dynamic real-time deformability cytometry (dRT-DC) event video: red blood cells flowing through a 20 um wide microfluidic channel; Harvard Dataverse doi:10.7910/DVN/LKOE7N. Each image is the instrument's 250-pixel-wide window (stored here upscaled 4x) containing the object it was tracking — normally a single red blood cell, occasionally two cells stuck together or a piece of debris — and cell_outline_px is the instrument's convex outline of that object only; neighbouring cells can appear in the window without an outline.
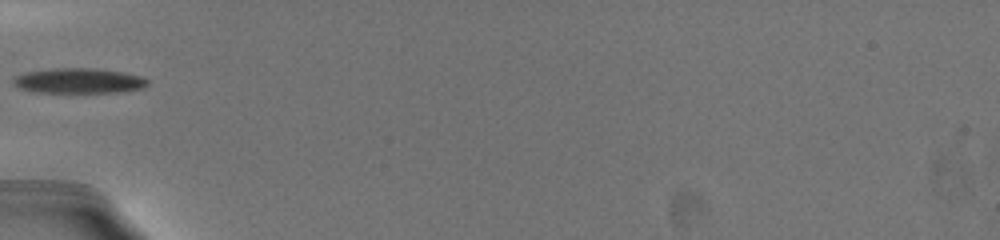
{"species": "common noctule bat (a hibernating species)", "species_latin": "Nyctalus noctula", "temperature_condition": "warm", "stored_images_in_passage": 63, "camera_frame_rate_fps": 3000, "um_per_image_px": 0.085, "animal": {"sex": "female", "body_mass_g": 19.5, "forearm_length_mm": 54.1}, "frame": {"image": 1, "passage_image": 1, "time_ms": 0.0, "image_size_px": [1000, 240], "cell_outline_px": [[148, 84], [144, 88], [120, 92], [32, 92], [20, 88], [12, 84], [12, 80], [16, 76], [24, 72], [52, 68], [92, 68], [124, 72], [144, 76], [148, 80]], "centroid_in_image_um": [6.71, 6.86], "position_along_channel_um": 78.3, "area_um2": 19.88}}
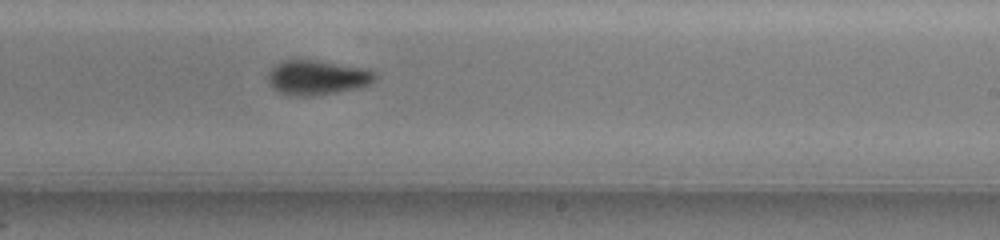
{"frame": {"image": 2, "passage_image": 27, "time_ms": 5.0, "image_size_px": [1000, 240], "cell_outline_px": [[380, 76], [376, 80], [360, 88], [320, 96], [288, 96], [272, 88], [268, 84], [268, 72], [276, 64], [284, 60], [316, 60], [360, 68], [376, 72]], "centroid_in_image_um": [26.96, 6.62], "position_along_channel_um": 262.0, "area_um2": 21.91}}
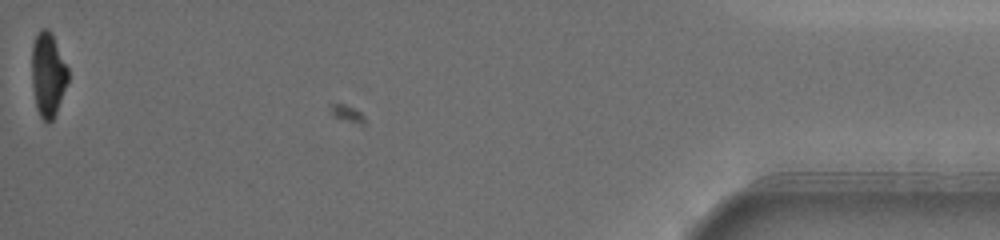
{"frame": {"image": 3, "passage_image": 62, "time_ms": 12.0, "image_size_px": [1000, 240], "cell_outline_px": [[68, 80], [56, 112], [52, 120], [48, 124], [44, 124], [36, 108], [32, 88], [32, 44], [40, 28], [48, 28], [52, 32], [68, 68]], "centroid_in_image_um": [4.06, 6.33], "position_along_channel_um": 431.1, "area_um2": 17.98}, "authors_computed_cell_mechanics": {"area_um2": 21.0392, "velocity_mm_per_s": 3.6652, "shape_relaxation_time_tau1_ms": 2.6692, "shape_relaxation_time_tau2_ms": 0.876, "deformation_change_tau1": 0.1492, "deformation_change_tau2": 0.0489}}